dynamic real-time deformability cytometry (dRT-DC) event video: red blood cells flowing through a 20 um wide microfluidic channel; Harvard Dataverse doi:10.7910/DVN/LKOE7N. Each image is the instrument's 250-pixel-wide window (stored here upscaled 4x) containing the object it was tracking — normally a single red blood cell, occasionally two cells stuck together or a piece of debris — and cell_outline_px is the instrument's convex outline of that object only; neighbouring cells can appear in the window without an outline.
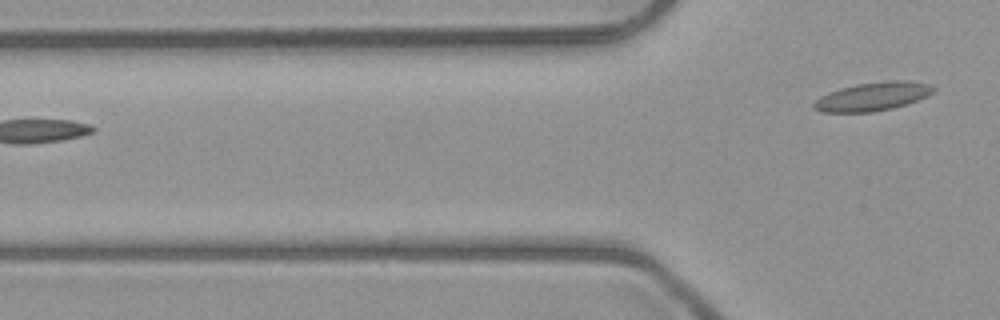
{"species": "common noctule bat (a hibernating species)", "species_latin": "Nyctalus noctula", "temperature_condition": "room temperature", "stored_images_in_passage": 5, "camera_frame_rate_fps": 3000, "um_per_image_px": 0.085, "animal": {"sex": "male", "body_mass_g": 23.1, "forearm_length_mm": 52.7}, "frame": {"image": 1, "passage_image": 5, "time_ms": 4.667, "image_size_px": [1000, 320], "cell_outline_px": [[936, 88], [932, 92], [916, 100], [892, 108], [872, 112], [820, 112], [812, 108], [812, 104], [820, 96], [828, 92], [840, 88], [856, 84], [892, 80], [904, 80], [928, 84]], "centroid_in_image_um": [74.1, 8.2], "position_along_channel_um": 51.7, "area_um2": 19.65}}